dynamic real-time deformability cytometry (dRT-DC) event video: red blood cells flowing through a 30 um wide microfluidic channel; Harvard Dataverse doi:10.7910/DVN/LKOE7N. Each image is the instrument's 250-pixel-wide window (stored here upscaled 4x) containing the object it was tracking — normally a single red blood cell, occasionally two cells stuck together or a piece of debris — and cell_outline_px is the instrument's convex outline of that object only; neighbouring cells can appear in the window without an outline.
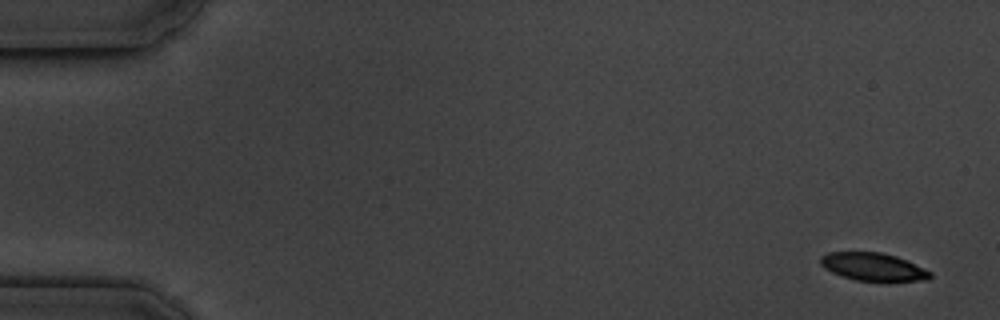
{"species": "common noctule bat (a hibernating species)", "species_latin": "Nyctalus noctula", "temperature_condition": "cold", "stored_images_in_passage": 5, "camera_frame_rate_fps": 3000, "um_per_image_px": 0.085, "animal": {"sex": "male", "body_mass_g": 19.5, "forearm_length_mm": 54.6}, "frame": {"image": 1, "passage_image": 1, "time_ms": 0.0, "image_size_px": [1000, 320], "cell_outline_px": [[932, 276], [928, 280], [888, 284], [856, 280], [840, 276], [824, 268], [820, 264], [820, 256], [828, 252], [880, 252], [896, 256], [924, 268], [932, 272]], "centroid_in_image_um": [74.26, 22.73], "position_along_channel_um": 10.7, "area_um2": 18.67}}
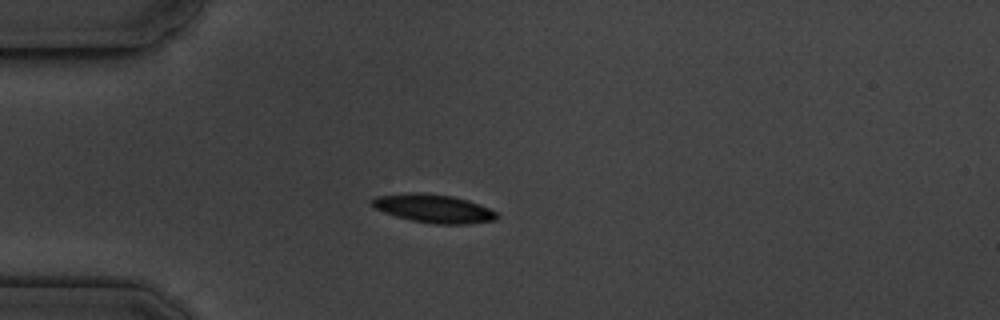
{"frame": {"image": 2, "passage_image": 5, "time_ms": 4.333, "image_size_px": [1000, 320], "cell_outline_px": [[500, 216], [496, 220], [468, 224], [436, 224], [412, 220], [396, 216], [372, 208], [368, 204], [368, 200], [376, 196], [408, 192], [420, 192], [452, 196], [468, 200], [480, 204], [496, 212]], "centroid_in_image_um": [36.8, 17.71], "position_along_channel_um": 48.2, "area_um2": 20.98}}